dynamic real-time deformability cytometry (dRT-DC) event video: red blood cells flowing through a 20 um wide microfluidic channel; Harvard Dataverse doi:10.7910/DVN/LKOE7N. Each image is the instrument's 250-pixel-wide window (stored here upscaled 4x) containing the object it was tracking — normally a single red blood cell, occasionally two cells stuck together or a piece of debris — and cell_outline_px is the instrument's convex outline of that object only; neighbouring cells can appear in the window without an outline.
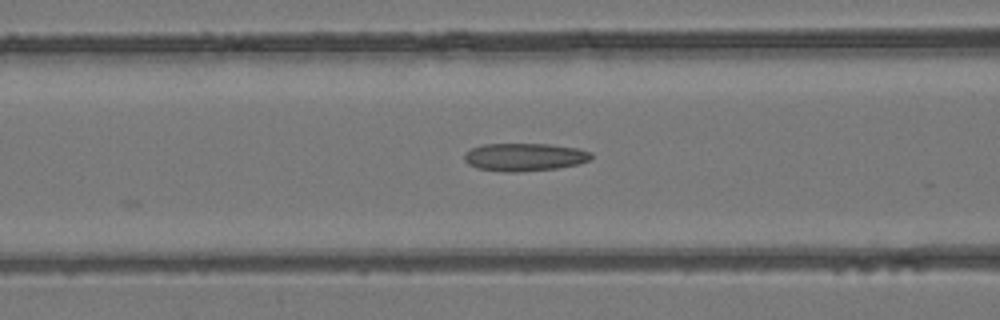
{"species": "common noctule bat (a hibernating species)", "species_latin": "Nyctalus noctula", "temperature_condition": "room temperature", "stored_images_in_passage": 6, "camera_frame_rate_fps": 3000, "um_per_image_px": 0.085, "animal": {"sex": "female", "body_mass_g": 24.6, "forearm_length_mm": 56.2}, "frame": {"image": 1, "passage_image": 6, "time_ms": 6.333, "image_size_px": [1000, 320], "cell_outline_px": [[592, 156], [588, 160], [580, 164], [556, 168], [520, 172], [504, 172], [476, 168], [468, 164], [464, 160], [464, 152], [472, 148], [484, 144], [548, 144], [580, 148], [592, 152]], "centroid_in_image_um": [44.58, 13.35], "position_along_channel_um": 122.0, "area_um2": 20.81}}